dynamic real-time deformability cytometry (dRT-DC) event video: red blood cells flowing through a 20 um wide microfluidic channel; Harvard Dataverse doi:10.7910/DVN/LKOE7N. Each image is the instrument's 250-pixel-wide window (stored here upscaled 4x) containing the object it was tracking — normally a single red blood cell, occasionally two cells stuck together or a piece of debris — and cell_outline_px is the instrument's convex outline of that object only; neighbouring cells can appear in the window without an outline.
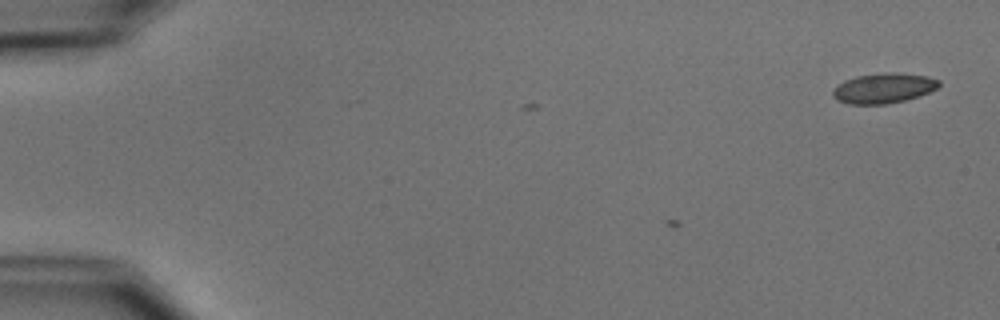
{"species": "common noctule bat (a hibernating species)", "species_latin": "Nyctalus noctula", "temperature_condition": "cold", "stored_images_in_passage": 3, "camera_frame_rate_fps": 3000, "um_per_image_px": 0.085, "animal": {"sex": "male", "body_mass_g": 15.6}, "frame": {"image": 1, "passage_image": 3, "time_ms": 0.667, "image_size_px": [1000, 320], "cell_outline_px": [[940, 84], [936, 88], [928, 92], [904, 100], [884, 104], [848, 104], [836, 100], [832, 96], [832, 92], [844, 80], [856, 76], [884, 72], [896, 72], [928, 76], [940, 80]], "centroid_in_image_um": [75.09, 7.48], "position_along_channel_um": 9.9, "area_um2": 18.5}}